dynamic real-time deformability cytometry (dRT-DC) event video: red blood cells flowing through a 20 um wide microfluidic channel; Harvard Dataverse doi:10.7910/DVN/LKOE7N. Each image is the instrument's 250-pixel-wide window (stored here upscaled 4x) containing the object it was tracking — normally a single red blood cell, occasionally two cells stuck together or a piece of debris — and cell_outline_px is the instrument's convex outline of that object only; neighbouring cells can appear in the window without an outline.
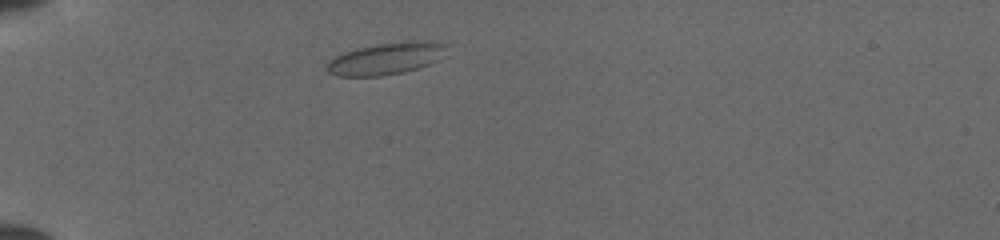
{"species": "common noctule bat (a hibernating species)", "species_latin": "Nyctalus noctula", "temperature_condition": "cold", "stored_images_in_passage": 36, "camera_frame_rate_fps": 3000, "um_per_image_px": 0.085, "animal": {"sex": "female", "body_mass_g": 19.5, "forearm_length_mm": 54.1}, "frame": {"image": 1, "passage_image": 1, "time_ms": 0.0, "image_size_px": [1000, 240], "cell_outline_px": [[444, 44], [436, 60], [428, 64], [404, 72], [380, 76], [340, 76], [328, 72], [328, 64], [336, 56], [344, 52], [360, 48], [380, 44]], "centroid_in_image_um": [32.62, 5.06], "position_along_channel_um": 52.4, "area_um2": 20.23}}
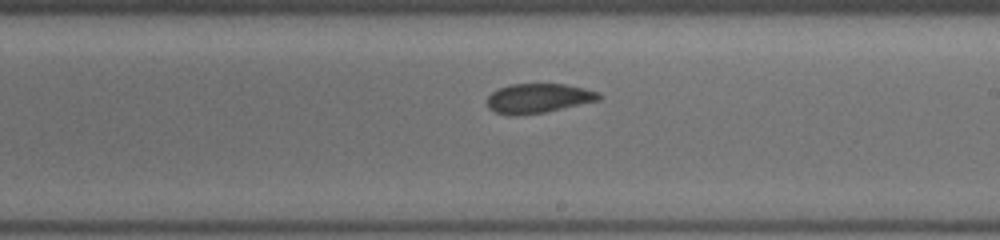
{"frame": {"image": 2, "passage_image": 17, "time_ms": 5.333, "image_size_px": [1000, 240], "cell_outline_px": [[600, 100], [544, 112], [496, 112], [488, 108], [488, 96], [492, 92], [500, 88], [512, 84], [564, 84], [584, 88], [596, 92], [600, 96]], "centroid_in_image_um": [45.8, 8.31], "position_along_channel_um": 243.2, "area_um2": 18.21}}
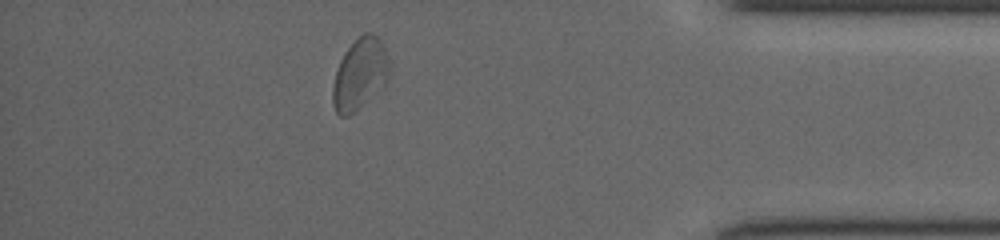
{"frame": {"image": 3, "passage_image": 31, "time_ms": 10.0, "image_size_px": [1000, 240], "cell_outline_px": [[388, 76], [384, 84], [348, 116], [340, 116], [336, 112], [332, 100], [332, 88], [336, 72], [340, 60], [348, 48], [364, 32], [372, 32], [380, 40], [388, 60]], "centroid_in_image_um": [30.55, 6.28], "position_along_channel_um": 404.6, "area_um2": 22.6}}